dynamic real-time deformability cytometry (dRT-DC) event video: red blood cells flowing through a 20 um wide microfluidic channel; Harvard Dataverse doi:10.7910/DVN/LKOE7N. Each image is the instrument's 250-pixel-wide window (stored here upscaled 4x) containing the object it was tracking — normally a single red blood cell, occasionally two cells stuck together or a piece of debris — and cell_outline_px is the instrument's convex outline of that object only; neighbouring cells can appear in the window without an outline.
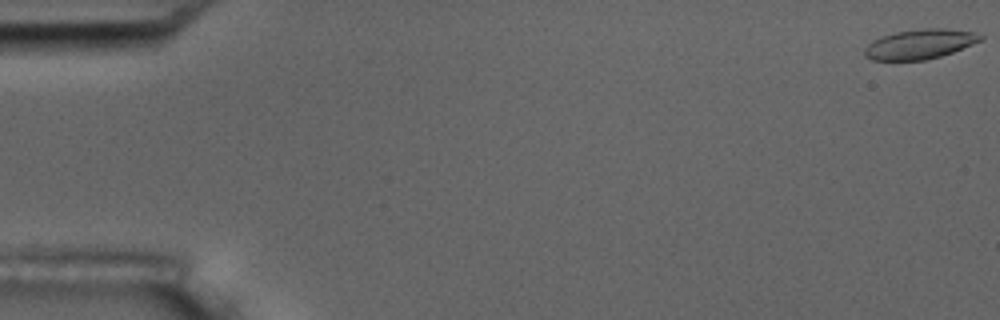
{"species": "common noctule bat (a hibernating species)", "species_latin": "Nyctalus noctula", "temperature_condition": "room temperature", "stored_images_in_passage": 5, "camera_frame_rate_fps": 3000, "um_per_image_px": 0.085, "animal": {"sex": "male", "body_mass_g": 17.5, "forearm_length_mm": 52.3}, "frame": {"image": 1, "passage_image": 1, "time_ms": 0.0, "image_size_px": [1000, 320], "cell_outline_px": [[984, 40], [952, 52], [940, 56], [924, 60], [872, 60], [864, 56], [864, 48], [872, 40], [880, 36], [896, 32], [920, 28], [944, 28], [972, 32], [984, 36]], "centroid_in_image_um": [78.16, 3.74], "position_along_channel_um": 6.8, "area_um2": 20.17}}
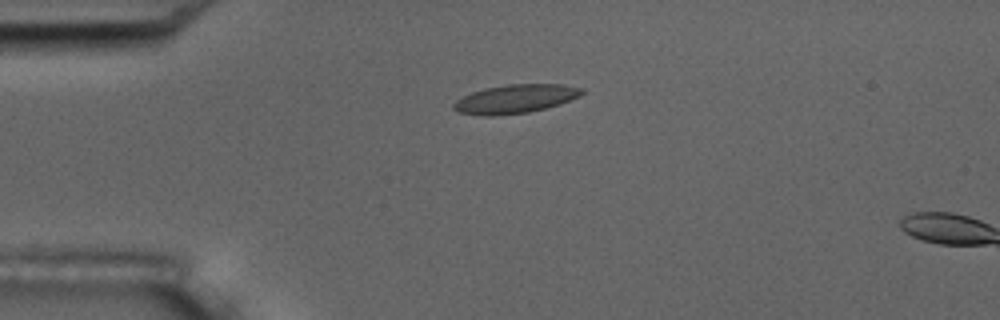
{"frame": {"image": 2, "passage_image": 4, "time_ms": 4.333, "image_size_px": [1000, 320], "cell_outline_px": [[584, 92], [580, 96], [560, 104], [528, 112], [492, 116], [484, 116], [460, 112], [452, 108], [452, 104], [456, 100], [472, 92], [484, 88], [508, 84], [564, 84], [584, 88]], "centroid_in_image_um": [43.82, 8.39], "position_along_channel_um": 41.2, "area_um2": 21.44}}